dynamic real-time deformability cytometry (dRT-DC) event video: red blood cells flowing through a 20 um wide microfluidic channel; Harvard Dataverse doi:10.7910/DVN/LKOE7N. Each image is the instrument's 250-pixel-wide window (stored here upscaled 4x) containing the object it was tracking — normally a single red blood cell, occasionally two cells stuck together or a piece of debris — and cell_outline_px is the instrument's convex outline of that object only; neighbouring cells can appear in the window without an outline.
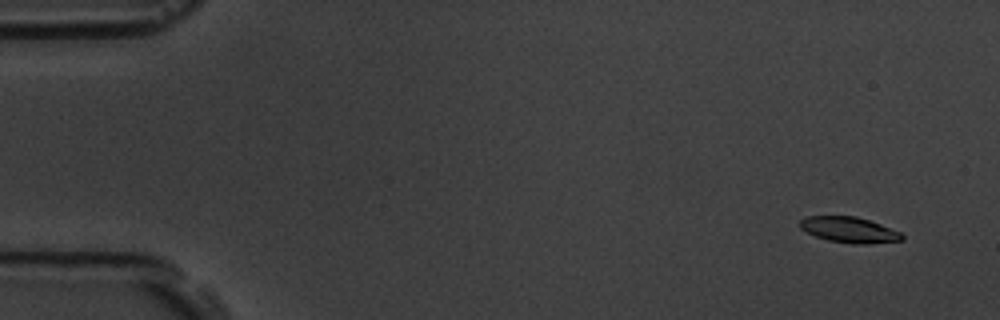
{"species": "common noctule bat (a hibernating species)", "species_latin": "Nyctalus noctula", "temperature_condition": "room temperature", "stored_images_in_passage": 5, "camera_frame_rate_fps": 3000, "um_per_image_px": 0.085, "animal": {"sex": "male", "body_mass_g": 19.5, "forearm_length_mm": 54.6}, "frame": {"image": 1, "passage_image": 1, "time_ms": 0.0, "image_size_px": [1000, 320], "cell_outline_px": [[904, 240], [868, 244], [852, 244], [828, 240], [816, 236], [800, 228], [800, 220], [808, 216], [856, 216], [880, 224], [900, 232], [904, 236]], "centroid_in_image_um": [72.2, 19.54], "position_along_channel_um": 12.8, "area_um2": 15.2}}
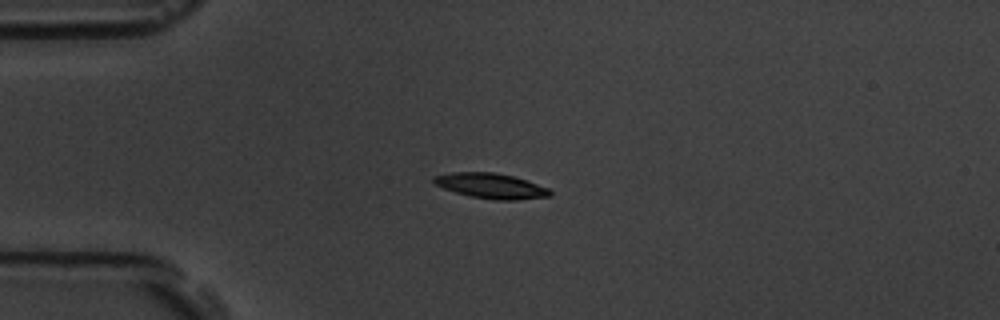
{"frame": {"image": 2, "passage_image": 4, "time_ms": 3.667, "image_size_px": [1000, 320], "cell_outline_px": [[552, 196], [516, 200], [492, 200], [472, 196], [456, 192], [444, 188], [436, 184], [432, 180], [432, 176], [452, 172], [492, 172], [512, 176], [548, 188], [552, 192]], "centroid_in_image_um": [41.73, 15.8], "position_along_channel_um": 43.3, "area_um2": 16.88}}